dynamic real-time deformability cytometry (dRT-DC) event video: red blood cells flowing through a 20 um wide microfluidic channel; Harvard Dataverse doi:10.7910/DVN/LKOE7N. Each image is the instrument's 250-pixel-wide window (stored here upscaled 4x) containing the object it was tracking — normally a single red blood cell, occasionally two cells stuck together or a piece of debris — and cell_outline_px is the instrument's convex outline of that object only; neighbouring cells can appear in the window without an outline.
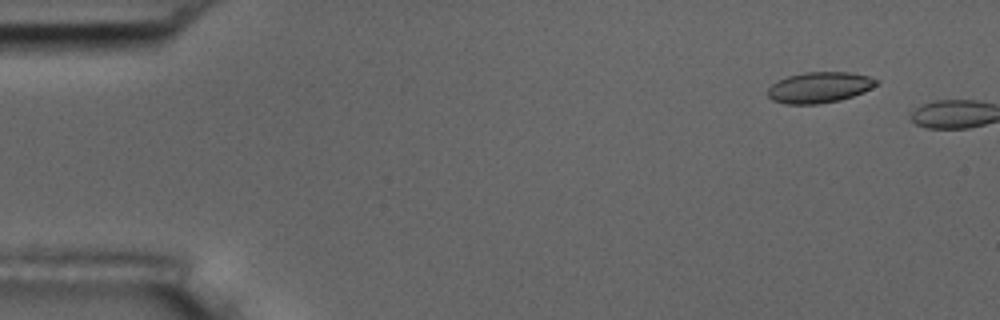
{"species": "common noctule bat (a hibernating species)", "species_latin": "Nyctalus noctula", "temperature_condition": "room temperature", "stored_images_in_passage": 3, "camera_frame_rate_fps": 3000, "um_per_image_px": 0.085, "animal": {"sex": "male", "body_mass_g": 17.5, "forearm_length_mm": 52.3}, "frame": {"image": 1, "passage_image": 1, "time_ms": 0.0, "image_size_px": [1000, 320], "cell_outline_px": [[880, 84], [864, 92], [840, 100], [820, 104], [784, 104], [772, 100], [768, 96], [768, 88], [772, 84], [788, 76], [808, 72], [848, 72], [868, 76], [880, 80]], "centroid_in_image_um": [69.69, 7.44], "position_along_channel_um": 15.3, "area_um2": 19.59}}